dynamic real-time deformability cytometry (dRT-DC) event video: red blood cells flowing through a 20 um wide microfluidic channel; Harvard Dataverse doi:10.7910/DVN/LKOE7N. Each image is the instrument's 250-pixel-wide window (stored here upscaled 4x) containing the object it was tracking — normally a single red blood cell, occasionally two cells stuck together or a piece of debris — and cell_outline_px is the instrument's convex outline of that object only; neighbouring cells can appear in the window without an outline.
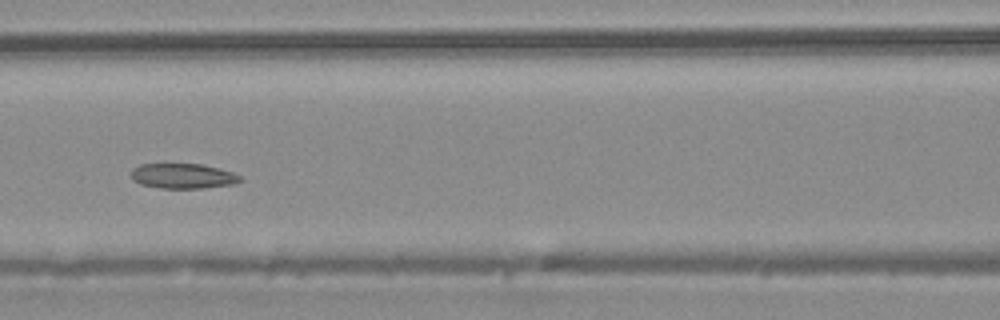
{"species": "common noctule bat (a hibernating species)", "species_latin": "Nyctalus noctula", "temperature_condition": "warm", "stored_images_in_passage": 31, "camera_frame_rate_fps": 3000, "um_per_image_px": 0.085, "animal": {"sex": "male", "body_mass_g": 20.4}, "frame": {"image": 1, "passage_image": 10, "time_ms": 3.0, "image_size_px": [1000, 320], "cell_outline_px": [[244, 180], [232, 184], [204, 188], [160, 188], [140, 184], [132, 180], [132, 168], [140, 164], [200, 164], [232, 172], [240, 176]], "centroid_in_image_um": [15.53, 14.96], "position_along_channel_um": 151.1, "area_um2": 15.84}, "authors_computed_cell_mechanics": {"area_um2": 16.7042, "velocity_mm_per_s": 4.1738, "shape_relaxation_time_tau1_ms": 9.592, "shape_relaxation_time_tau2_ms": null, "deformation_change_tau1": 0.1006, "deformation_change_tau2": null}}